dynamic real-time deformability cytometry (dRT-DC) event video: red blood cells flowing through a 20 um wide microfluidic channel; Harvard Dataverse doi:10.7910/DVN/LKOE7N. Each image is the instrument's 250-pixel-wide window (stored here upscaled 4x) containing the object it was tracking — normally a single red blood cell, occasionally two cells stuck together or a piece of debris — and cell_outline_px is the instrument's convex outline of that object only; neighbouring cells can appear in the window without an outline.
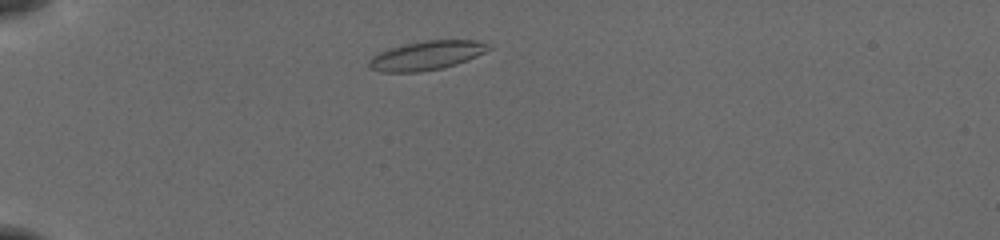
{"species": "common noctule bat (a hibernating species)", "species_latin": "Nyctalus noctula", "temperature_condition": "cold", "stored_images_in_passage": 42, "camera_frame_rate_fps": 3000, "um_per_image_px": 0.085, "animal": {"sex": "female", "body_mass_g": 19.5, "forearm_length_mm": 54.1}, "frame": {"image": 1, "passage_image": 4, "time_ms": 1.0, "image_size_px": [1000, 240], "cell_outline_px": [[492, 48], [468, 60], [444, 68], [420, 72], [380, 72], [368, 68], [368, 60], [372, 56], [388, 48], [404, 44], [424, 40], [476, 40], [488, 44]], "centroid_in_image_um": [36.22, 4.72], "position_along_channel_um": 48.8, "area_um2": 20.4}}
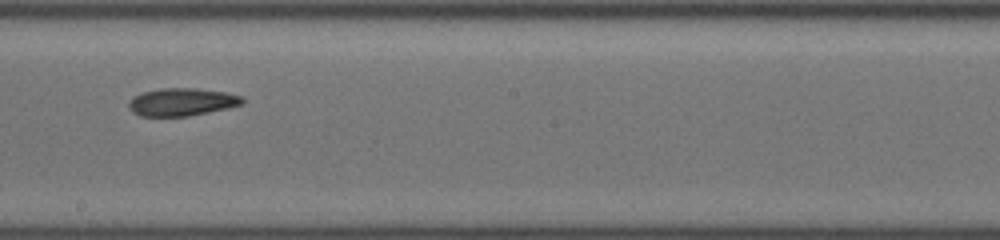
{"frame": {"image": 2, "passage_image": 21, "time_ms": 6.667, "image_size_px": [1000, 240], "cell_outline_px": [[244, 104], [228, 108], [188, 116], [140, 116], [132, 112], [128, 108], [128, 100], [132, 96], [140, 92], [160, 88], [196, 88], [224, 92], [244, 96]], "centroid_in_image_um": [15.42, 8.66], "position_along_channel_um": 232.8, "area_um2": 18.67}}
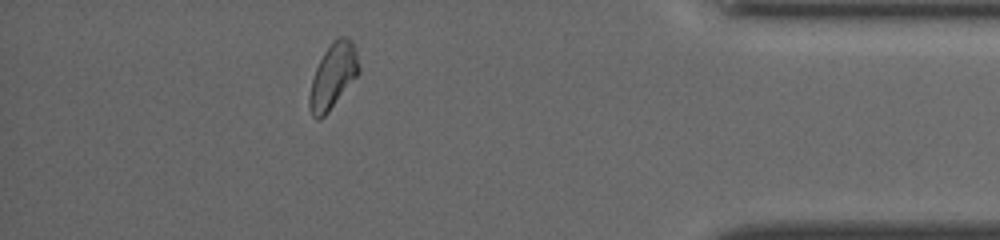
{"frame": {"image": 3, "passage_image": 37, "time_ms": 12.0, "image_size_px": [1000, 240], "cell_outline_px": [[360, 72], [328, 112], [320, 120], [316, 120], [312, 116], [308, 104], [308, 96], [312, 80], [316, 68], [324, 52], [332, 40], [336, 36], [344, 36], [352, 40], [356, 52], [360, 68]], "centroid_in_image_um": [28.29, 6.45], "position_along_channel_um": 406.9, "area_um2": 18.79}, "authors_computed_cell_mechanics": {"area_um2": 18.5827, "velocity_mm_per_s": 3.8718, "shape_relaxation_time_tau1_ms": 11.2665, "shape_relaxation_time_tau2_ms": 8.7292, "deformation_change_tau1": 0.2289, "deformation_change_tau2": 0.1427}}